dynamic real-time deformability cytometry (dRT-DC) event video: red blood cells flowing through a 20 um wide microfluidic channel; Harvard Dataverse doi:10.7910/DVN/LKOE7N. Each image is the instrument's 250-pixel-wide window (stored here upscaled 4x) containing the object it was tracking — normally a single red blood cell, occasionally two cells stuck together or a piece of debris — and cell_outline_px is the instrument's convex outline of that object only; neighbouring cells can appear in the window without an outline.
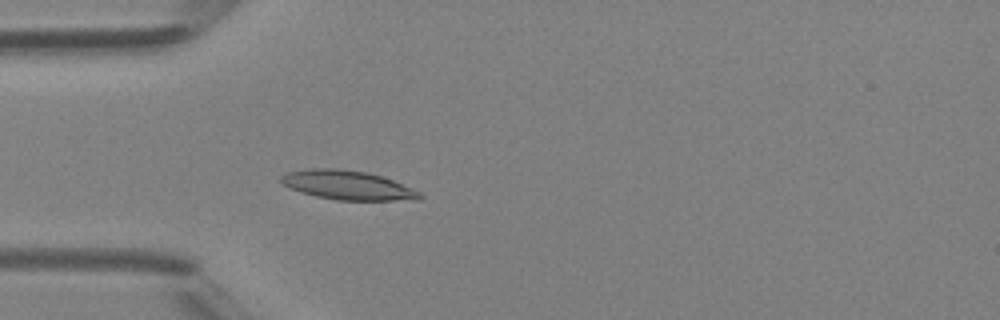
{"species": "Egyptian fruit bat (a non-hibernating species)", "species_latin": "Rousettus aegyptiacus", "temperature_condition": "room temperature", "stored_images_in_passage": 5, "camera_frame_rate_fps": 3000, "um_per_image_px": 0.085, "animal": {"sex": "female"}, "frame": {"image": 1, "passage_image": 5, "time_ms": 4.667, "image_size_px": [1000, 320], "cell_outline_px": [[424, 196], [420, 200], [336, 200], [316, 196], [300, 192], [284, 184], [280, 180], [280, 176], [284, 172], [312, 168], [336, 168], [368, 172], [392, 180], [420, 192]], "centroid_in_image_um": [29.53, 15.74], "position_along_channel_um": 55.5, "area_um2": 23.52}}